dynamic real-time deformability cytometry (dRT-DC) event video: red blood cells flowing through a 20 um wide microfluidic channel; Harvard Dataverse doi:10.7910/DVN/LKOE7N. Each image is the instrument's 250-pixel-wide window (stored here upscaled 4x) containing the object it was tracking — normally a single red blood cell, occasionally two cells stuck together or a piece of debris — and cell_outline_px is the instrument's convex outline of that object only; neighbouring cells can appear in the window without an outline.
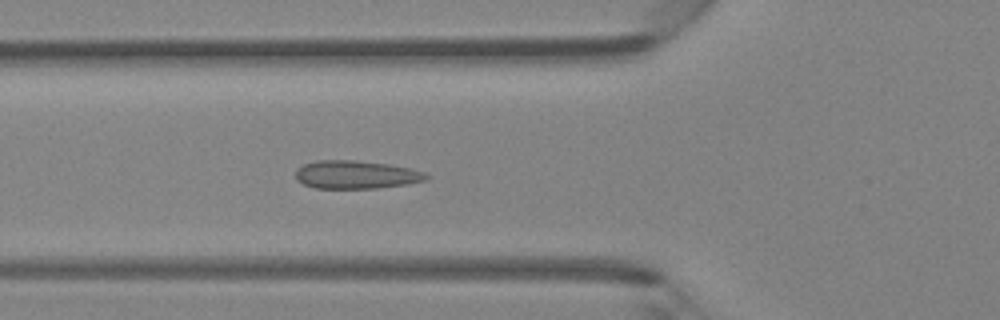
{"species": "Egyptian fruit bat (a non-hibernating species)", "species_latin": "Rousettus aegyptiacus", "temperature_condition": "room temperature", "stored_images_in_passage": 42, "camera_frame_rate_fps": 3000, "um_per_image_px": 0.085, "animal": {"sex": "female"}, "frame": {"image": 1, "passage_image": 13, "time_ms": 4.0, "image_size_px": [1000, 320], "cell_outline_px": [[432, 176], [424, 180], [408, 184], [380, 188], [316, 188], [304, 184], [296, 180], [296, 168], [304, 164], [316, 160], [356, 160], [388, 164], [408, 168], [424, 172]], "centroid_in_image_um": [30.26, 14.84], "position_along_channel_um": 95.5, "area_um2": 21.5}}
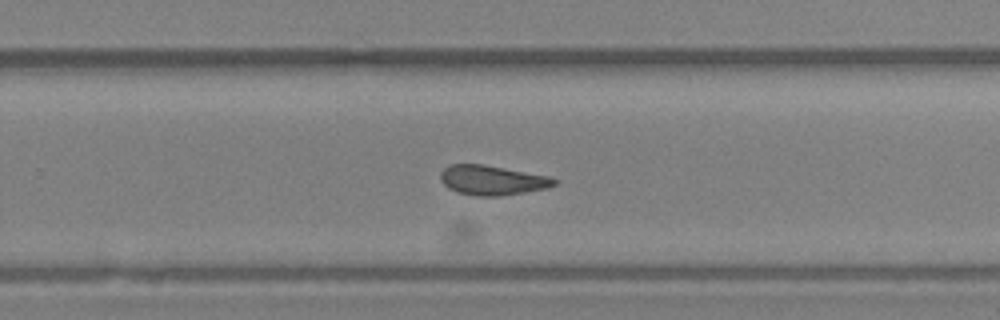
{"frame": {"image": 2, "passage_image": 26, "time_ms": 8.333, "image_size_px": [1000, 320], "cell_outline_px": [[556, 184], [548, 188], [524, 192], [496, 196], [476, 196], [456, 192], [448, 188], [440, 180], [440, 172], [448, 164], [484, 164], [548, 176], [556, 180]], "centroid_in_image_um": [41.79, 15.31], "position_along_channel_um": 288.0, "area_um2": 19.65}}
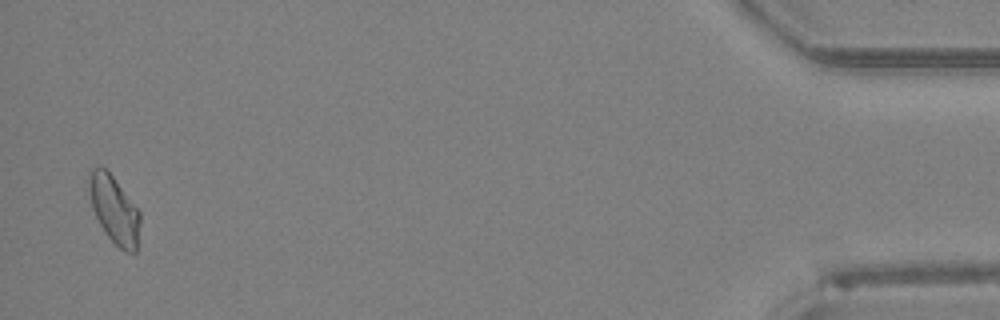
{"frame": {"image": 3, "passage_image": 41, "time_ms": 13.333, "image_size_px": [1000, 320], "cell_outline_px": [[140, 220], [136, 252], [128, 252], [120, 248], [108, 236], [100, 224], [92, 208], [84, 180], [88, 172], [92, 168], [104, 168], [112, 176], [140, 212]], "centroid_in_image_um": [9.64, 17.77], "position_along_channel_um": 425.6, "area_um2": 20.06}}